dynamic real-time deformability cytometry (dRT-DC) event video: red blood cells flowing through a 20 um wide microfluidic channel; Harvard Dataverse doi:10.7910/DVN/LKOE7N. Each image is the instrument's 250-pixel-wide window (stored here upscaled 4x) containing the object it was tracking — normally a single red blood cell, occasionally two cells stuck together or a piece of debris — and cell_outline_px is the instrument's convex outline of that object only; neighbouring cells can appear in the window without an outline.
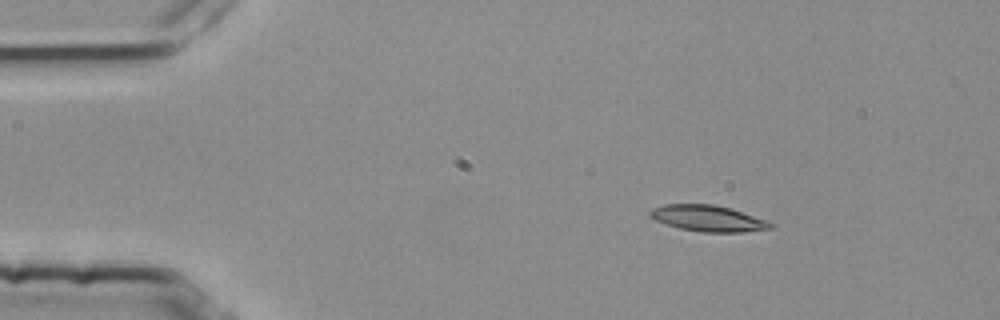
{"species": "common noctule bat (a hibernating species)", "species_latin": "Nyctalus noctula", "temperature_condition": "room temperature", "stored_images_in_passage": 4, "camera_frame_rate_fps": 3000, "um_per_image_px": 0.085, "animal": {"sex": "female", "body_mass_g": 25.1}, "frame": {"image": 1, "passage_image": 2, "time_ms": 0.333, "image_size_px": [1000, 320], "cell_outline_px": [[772, 228], [740, 232], [704, 232], [680, 228], [656, 220], [648, 216], [648, 212], [652, 208], [664, 204], [712, 204], [728, 208], [768, 220], [772, 224]], "centroid_in_image_um": [60.14, 18.55], "position_along_channel_um": 24.9, "area_um2": 18.09}}
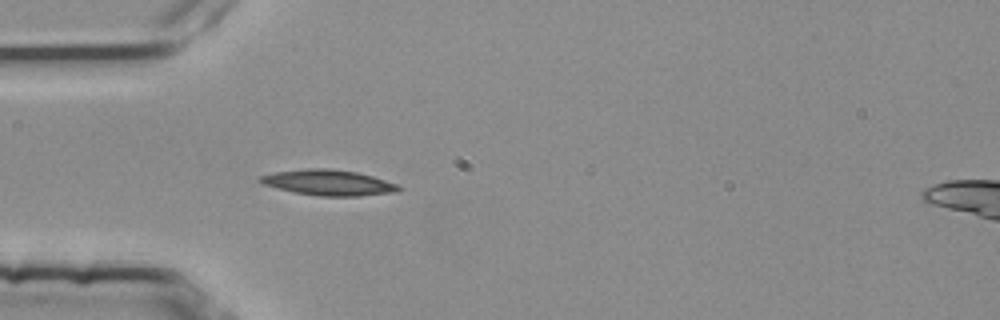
{"frame": {"image": 2, "passage_image": 4, "time_ms": 1.0, "image_size_px": [1000, 320], "cell_outline_px": [[400, 188], [396, 192], [360, 196], [320, 196], [296, 192], [264, 184], [256, 180], [260, 176], [276, 172], [308, 168], [328, 168], [356, 172], [372, 176], [396, 184]], "centroid_in_image_um": [27.92, 15.52], "position_along_channel_um": 57.1, "area_um2": 20.29}}